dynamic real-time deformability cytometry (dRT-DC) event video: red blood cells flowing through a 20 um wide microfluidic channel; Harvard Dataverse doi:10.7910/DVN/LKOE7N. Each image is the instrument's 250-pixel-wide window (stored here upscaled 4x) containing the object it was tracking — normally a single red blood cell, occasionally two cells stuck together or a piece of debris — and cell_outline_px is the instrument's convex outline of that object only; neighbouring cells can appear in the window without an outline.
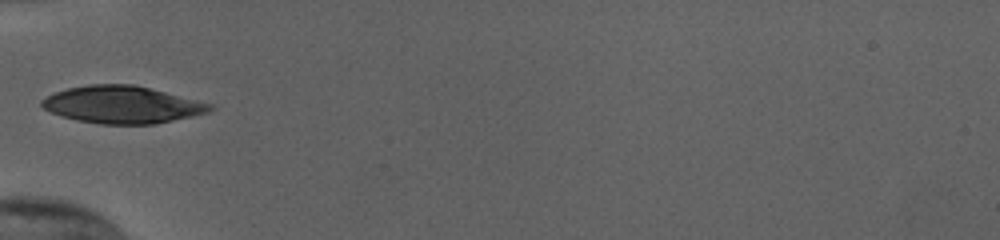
{"species": "human", "species_latin": "Homo sapiens", "temperature_condition": "cold", "stored_images_in_passage": 24, "camera_frame_rate_fps": 3000, "um_per_image_px": 0.085, "donor": {"sex": "female"}, "frame": {"image": 1, "passage_image": 1, "time_ms": 0.0, "image_size_px": [1000, 240], "cell_outline_px": [[216, 108], [208, 112], [192, 116], [156, 124], [100, 124], [76, 120], [60, 116], [44, 108], [40, 104], [40, 100], [56, 92], [68, 88], [88, 84], [132, 84], [212, 104]], "centroid_in_image_um": [10.36, 8.9], "position_along_channel_um": 74.6, "area_um2": 36.3}}